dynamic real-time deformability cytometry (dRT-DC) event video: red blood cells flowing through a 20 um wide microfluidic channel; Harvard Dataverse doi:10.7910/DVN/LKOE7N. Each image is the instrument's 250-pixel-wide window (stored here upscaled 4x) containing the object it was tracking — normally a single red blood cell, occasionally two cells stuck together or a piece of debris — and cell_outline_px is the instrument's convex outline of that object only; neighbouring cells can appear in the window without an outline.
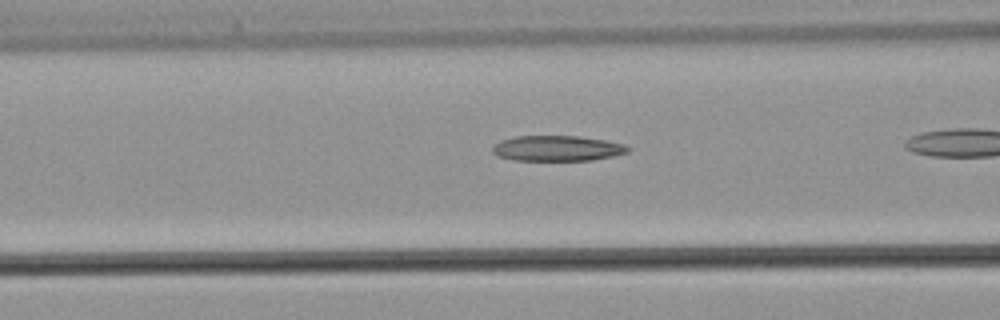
{"species": "common noctule bat (a hibernating species)", "species_latin": "Nyctalus noctula", "temperature_condition": "warm", "stored_images_in_passage": 23, "camera_frame_rate_fps": 3000, "um_per_image_px": 0.085, "animal": {"sex": "male", "body_mass_g": 21.5, "forearm_length_mm": 52.0}, "frame": {"image": 1, "passage_image": 14, "time_ms": 4.333, "image_size_px": [1000, 320], "cell_outline_px": [[632, 148], [628, 152], [612, 156], [592, 160], [512, 160], [496, 156], [492, 152], [492, 148], [500, 140], [516, 136], [580, 136], [604, 140], [624, 144]], "centroid_in_image_um": [47.35, 12.61], "position_along_channel_um": 119.3, "area_um2": 20.11}}